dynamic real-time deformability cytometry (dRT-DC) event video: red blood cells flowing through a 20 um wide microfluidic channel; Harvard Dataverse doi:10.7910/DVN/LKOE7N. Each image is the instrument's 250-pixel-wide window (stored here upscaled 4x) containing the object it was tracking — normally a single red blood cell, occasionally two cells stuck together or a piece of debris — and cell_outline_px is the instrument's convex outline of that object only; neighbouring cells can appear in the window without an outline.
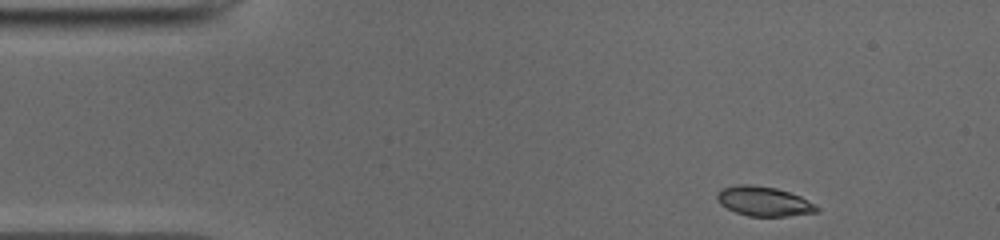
{"species": "common noctule bat (a hibernating species)", "species_latin": "Nyctalus noctula", "temperature_condition": "cold", "stored_images_in_passage": 46, "camera_frame_rate_fps": 3000, "um_per_image_px": 0.085, "animal": {"sex": "male", "body_mass_g": 19.0, "forearm_length_mm": 50.8}, "frame": {"image": 1, "passage_image": 1, "time_ms": 0.0, "image_size_px": [1000, 240], "cell_outline_px": [[820, 212], [788, 216], [748, 216], [736, 212], [720, 204], [716, 200], [716, 192], [724, 188], [740, 184], [752, 184], [776, 188], [800, 196], [816, 204], [820, 208]], "centroid_in_image_um": [64.95, 17.11], "position_along_channel_um": 20.1, "area_um2": 17.28}}
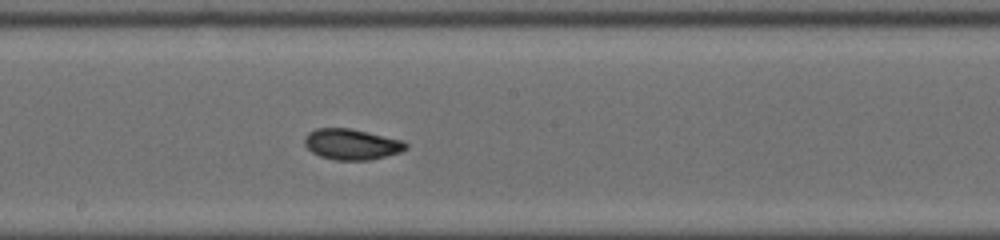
{"frame": {"image": 2, "passage_image": 22, "time_ms": 7.0, "image_size_px": [1000, 240], "cell_outline_px": [[408, 148], [400, 152], [368, 160], [336, 160], [320, 156], [312, 152], [304, 144], [304, 136], [308, 132], [316, 128], [352, 128], [404, 140], [408, 144]], "centroid_in_image_um": [29.89, 12.25], "position_along_channel_um": 218.3, "area_um2": 18.32}}
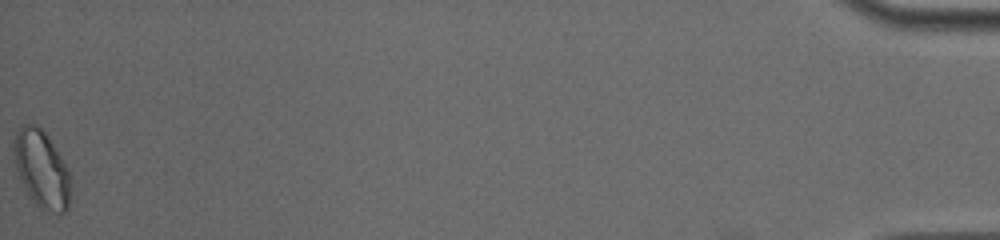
{"frame": {"image": 3, "passage_image": 46, "time_ms": 15.0, "image_size_px": [1000, 240], "cell_outline_px": [[68, 208], [64, 212], [52, 212], [40, 208], [28, 196], [20, 180], [16, 168], [12, 144], [20, 128], [24, 124], [36, 124], [48, 136], [68, 168]], "centroid_in_image_um": [3.5, 14.36], "position_along_channel_um": 431.7, "area_um2": 25.09}, "authors_computed_cell_mechanics": {"area_um2": 18.3226, "velocity_mm_per_s": 3.9421, "shape_relaxation_time_tau1_ms": 2.2461, "shape_relaxation_time_tau2_ms": 2.0202, "deformation_change_tau1": 0.1057, "deformation_change_tau2": 0.0647}}